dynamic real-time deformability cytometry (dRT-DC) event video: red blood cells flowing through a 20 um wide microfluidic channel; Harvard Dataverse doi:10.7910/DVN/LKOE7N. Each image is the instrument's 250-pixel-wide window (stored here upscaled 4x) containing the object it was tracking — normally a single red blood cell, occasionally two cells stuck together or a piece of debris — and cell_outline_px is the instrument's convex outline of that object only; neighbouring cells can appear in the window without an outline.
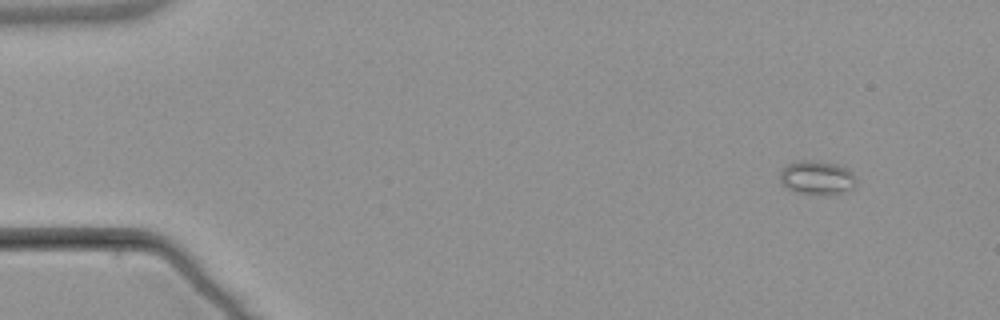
{"species": "common noctule bat (a hibernating species)", "species_latin": "Nyctalus noctula", "temperature_condition": "warm", "stored_images_in_passage": 6, "camera_frame_rate_fps": 3000, "um_per_image_px": 0.085, "animal": {"sex": "male", "body_mass_g": 21.5, "forearm_length_mm": 52.0}, "frame": {"image": 1, "passage_image": 1, "time_ms": 0.0, "image_size_px": [1000, 320], "cell_outline_px": [[856, 188], [840, 192], [800, 192], [788, 188], [780, 184], [780, 172], [788, 164], [796, 160], [808, 160], [836, 164], [848, 168], [852, 172], [856, 180]], "centroid_in_image_um": [69.45, 15.05], "position_along_channel_um": 15.6, "area_um2": 14.57}}
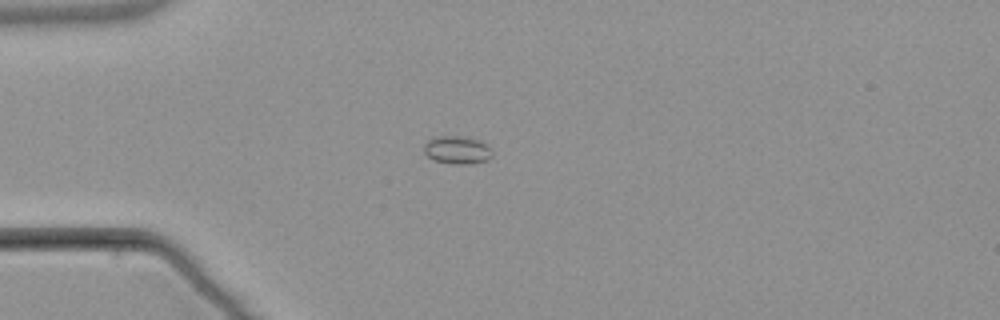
{"frame": {"image": 2, "passage_image": 3, "time_ms": 3.333, "image_size_px": [1000, 320], "cell_outline_px": [[492, 156], [488, 160], [464, 164], [452, 164], [432, 160], [424, 152], [424, 144], [428, 140], [436, 136], [456, 136], [476, 140], [484, 144], [492, 152]], "centroid_in_image_um": [38.8, 12.76], "position_along_channel_um": 46.2, "area_um2": 10.87}}